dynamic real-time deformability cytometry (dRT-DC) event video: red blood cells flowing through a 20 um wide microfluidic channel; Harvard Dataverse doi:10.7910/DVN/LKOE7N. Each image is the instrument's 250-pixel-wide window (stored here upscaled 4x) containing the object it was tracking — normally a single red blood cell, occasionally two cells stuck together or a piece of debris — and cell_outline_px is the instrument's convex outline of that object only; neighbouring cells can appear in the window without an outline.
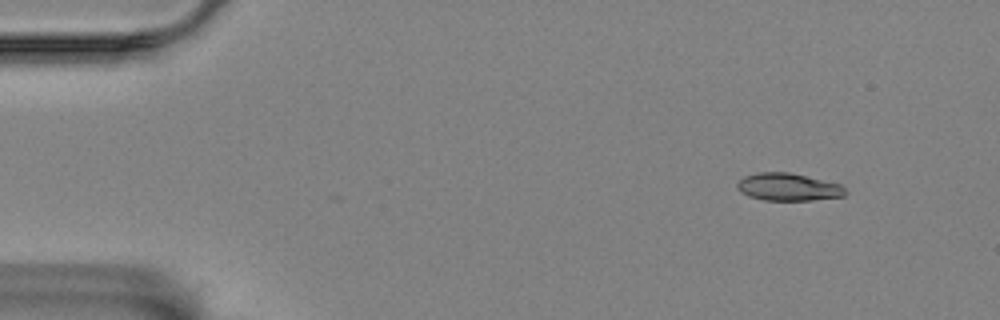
{"species": "Egyptian fruit bat (a non-hibernating species)", "species_latin": "Rousettus aegyptiacus", "temperature_condition": "room temperature", "stored_images_in_passage": 53, "camera_frame_rate_fps": 3000, "um_per_image_px": 0.085, "animal": {"sex": "female"}, "frame": {"image": 1, "passage_image": 1, "time_ms": 0.0, "image_size_px": [1000, 320], "cell_outline_px": [[848, 192], [844, 196], [812, 200], [764, 200], [748, 196], [740, 192], [736, 188], [736, 184], [744, 176], [756, 172], [788, 172], [840, 184]], "centroid_in_image_um": [66.96, 15.9], "position_along_channel_um": 18.0, "area_um2": 17.34}}
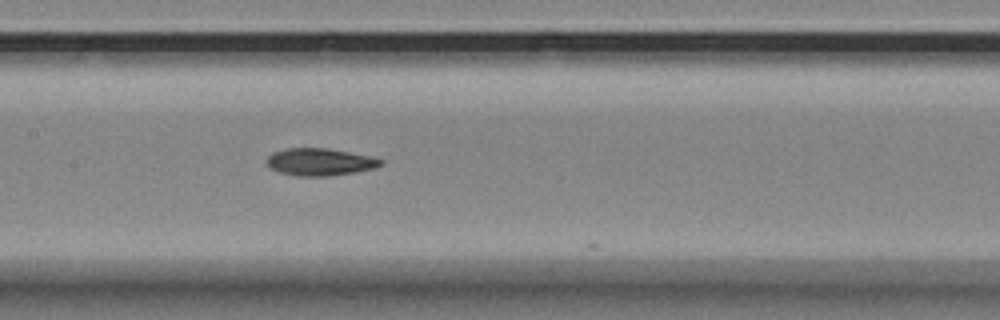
{"frame": {"image": 2, "passage_image": 23, "time_ms": 7.333, "image_size_px": [1000, 320], "cell_outline_px": [[384, 164], [376, 168], [356, 172], [328, 176], [296, 176], [280, 172], [272, 168], [264, 160], [272, 152], [284, 148], [328, 148], [368, 156], [384, 160]], "centroid_in_image_um": [27.19, 13.76], "position_along_channel_um": 180.2, "area_um2": 18.21}}
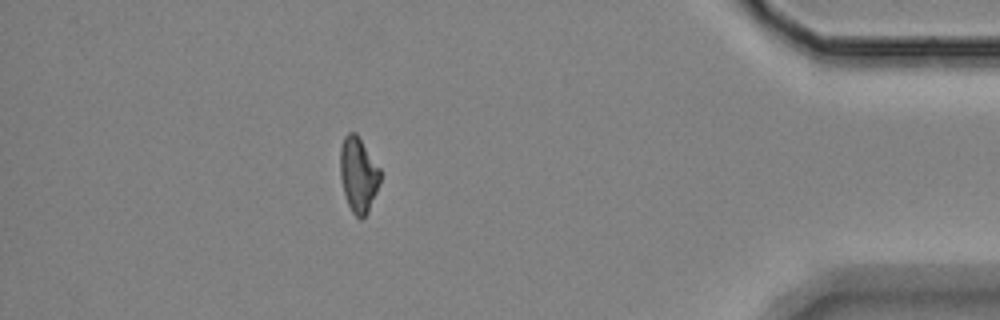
{"frame": {"image": 3, "passage_image": 46, "time_ms": 15.0, "image_size_px": [1000, 320], "cell_outline_px": [[380, 180], [376, 192], [368, 212], [360, 220], [352, 212], [348, 204], [344, 192], [340, 176], [340, 148], [344, 136], [348, 132], [356, 132], [380, 168]], "centroid_in_image_um": [30.45, 14.82], "position_along_channel_um": 404.8, "area_um2": 17.46}, "authors_computed_cell_mechanics": {"area_um2": 18.0336, "velocity_mm_per_s": 3.4828, "shape_relaxation_time_tau1_ms": 5.0641, "shape_relaxation_time_tau2_ms": 6.6828, "deformation_change_tau1": 0.157, "deformation_change_tau2": 0.108}}